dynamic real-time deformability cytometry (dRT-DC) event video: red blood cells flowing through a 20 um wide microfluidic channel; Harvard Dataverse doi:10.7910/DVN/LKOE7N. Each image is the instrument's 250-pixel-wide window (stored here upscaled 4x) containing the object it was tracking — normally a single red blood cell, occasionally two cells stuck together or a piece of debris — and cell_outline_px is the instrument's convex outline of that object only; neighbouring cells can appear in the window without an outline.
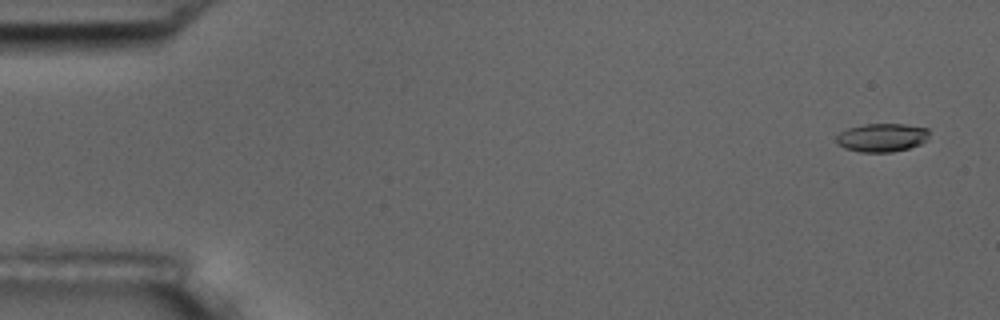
{"species": "common noctule bat (a hibernating species)", "species_latin": "Nyctalus noctula", "temperature_condition": "room temperature", "stored_images_in_passage": 6, "camera_frame_rate_fps": 3000, "um_per_image_px": 0.085, "animal": {"sex": "male", "body_mass_g": 17.5, "forearm_length_mm": 52.3}, "frame": {"image": 1, "passage_image": 1, "time_ms": 0.0, "image_size_px": [1000, 320], "cell_outline_px": [[928, 140], [920, 144], [908, 148], [892, 152], [860, 152], [844, 148], [836, 144], [836, 136], [840, 132], [848, 128], [864, 124], [904, 124], [928, 128]], "centroid_in_image_um": [74.95, 11.69], "position_along_channel_um": 10.1, "area_um2": 15.49}}